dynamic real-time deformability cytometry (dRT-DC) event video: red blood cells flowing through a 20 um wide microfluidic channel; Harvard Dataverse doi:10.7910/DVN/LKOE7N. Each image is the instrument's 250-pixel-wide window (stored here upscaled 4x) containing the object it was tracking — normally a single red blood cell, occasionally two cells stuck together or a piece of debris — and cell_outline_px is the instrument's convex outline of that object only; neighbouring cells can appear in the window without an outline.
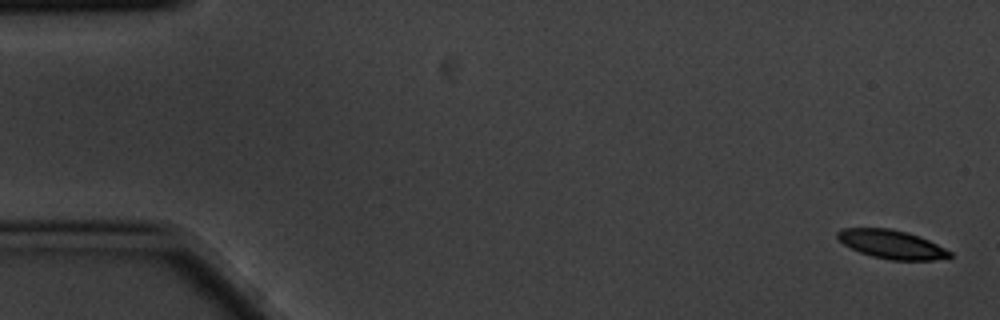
{"species": "common noctule bat (a hibernating species)", "species_latin": "Nyctalus noctula", "temperature_condition": "cold", "stored_images_in_passage": 5, "camera_frame_rate_fps": 3000, "um_per_image_px": 0.085, "animal": {"sex": "male", "body_mass_g": 20.1, "forearm_length_mm": 53.5}, "frame": {"image": 1, "passage_image": 1, "time_ms": 0.0, "image_size_px": [1000, 320], "cell_outline_px": [[952, 256], [948, 260], [892, 260], [872, 256], [860, 252], [844, 244], [836, 236], [836, 232], [840, 228], [892, 228], [908, 232], [928, 240], [952, 252]], "centroid_in_image_um": [75.82, 20.77], "position_along_channel_um": 9.2, "area_um2": 18.84}}